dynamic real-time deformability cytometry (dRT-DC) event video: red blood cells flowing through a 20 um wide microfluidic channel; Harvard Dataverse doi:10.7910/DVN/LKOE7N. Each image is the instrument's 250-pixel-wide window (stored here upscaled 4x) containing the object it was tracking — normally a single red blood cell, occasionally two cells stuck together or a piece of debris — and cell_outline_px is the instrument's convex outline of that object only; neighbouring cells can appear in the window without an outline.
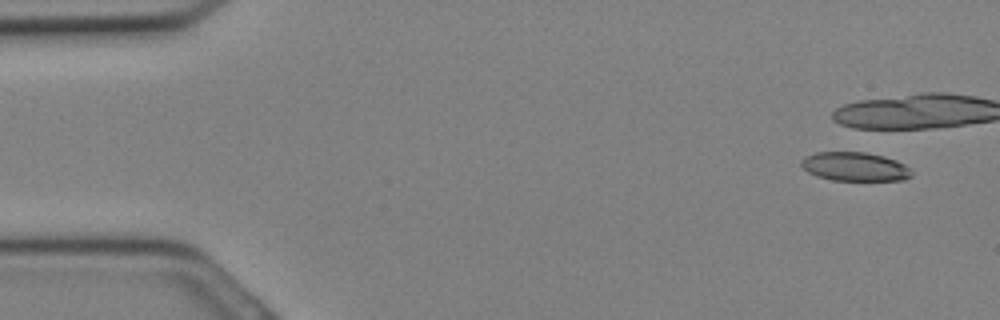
{"species": "Egyptian fruit bat (a non-hibernating species)", "species_latin": "Rousettus aegyptiacus", "temperature_condition": "cold", "stored_images_in_passage": 4, "camera_frame_rate_fps": 3000, "um_per_image_px": 0.085, "animal": {"sex": "female"}, "frame": {"image": 1, "passage_image": 2, "time_ms": 0.333, "image_size_px": [1000, 320], "cell_outline_px": [[912, 176], [904, 180], [832, 180], [816, 176], [808, 172], [800, 164], [804, 156], [816, 152], [864, 152], [884, 156], [896, 160], [904, 164], [912, 172]], "centroid_in_image_um": [72.65, 14.16], "position_along_channel_um": 12.3, "area_um2": 18.55}}